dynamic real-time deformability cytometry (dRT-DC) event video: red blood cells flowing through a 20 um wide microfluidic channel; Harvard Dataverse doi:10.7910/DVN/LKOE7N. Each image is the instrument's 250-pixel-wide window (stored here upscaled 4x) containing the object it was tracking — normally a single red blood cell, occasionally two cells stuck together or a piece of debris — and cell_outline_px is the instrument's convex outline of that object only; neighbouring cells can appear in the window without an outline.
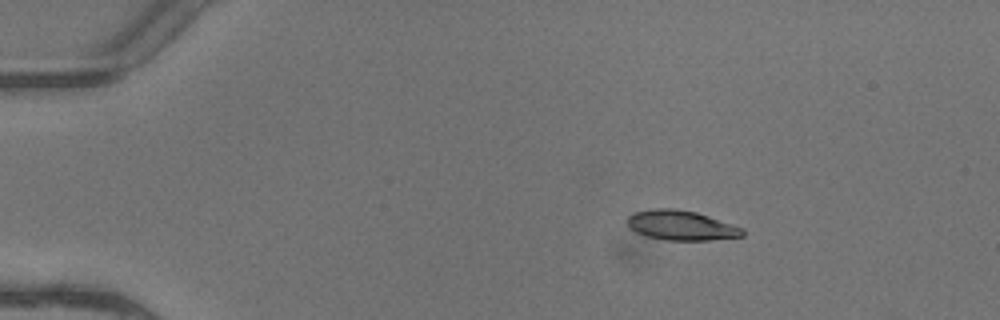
{"species": "common noctule bat (a hibernating species)", "species_latin": "Nyctalus noctula", "temperature_condition": "warm", "stored_images_in_passage": 4, "camera_frame_rate_fps": 3000, "um_per_image_px": 0.085, "animal": {"sex": "female"}, "frame": {"image": 1, "passage_image": 2, "time_ms": 0.333, "image_size_px": [1000, 320], "cell_outline_px": [[744, 236], [708, 240], [668, 240], [648, 236], [636, 232], [628, 224], [628, 216], [636, 212], [656, 208], [676, 208], [696, 212], [744, 228]], "centroid_in_image_um": [57.93, 19.15], "position_along_channel_um": 27.1, "area_um2": 19.71}}